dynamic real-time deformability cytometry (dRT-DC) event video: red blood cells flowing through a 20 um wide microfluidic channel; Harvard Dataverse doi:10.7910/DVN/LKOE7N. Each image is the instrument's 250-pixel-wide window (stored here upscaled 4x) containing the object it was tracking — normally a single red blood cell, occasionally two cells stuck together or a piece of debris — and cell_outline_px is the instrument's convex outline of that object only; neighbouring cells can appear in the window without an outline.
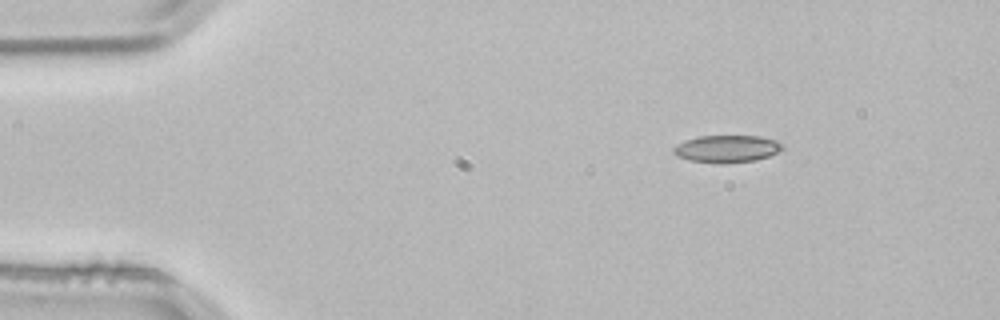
{"species": "common noctule bat (a hibernating species)", "species_latin": "Nyctalus noctula", "temperature_condition": "room temperature", "stored_images_in_passage": 2, "camera_frame_rate_fps": 3000, "um_per_image_px": 0.085, "animal": {"sex": "male", "body_mass_g": 21.5, "forearm_length_mm": 52.0}, "frame": {"image": 1, "passage_image": 2, "time_ms": 0.333, "image_size_px": [1000, 320], "cell_outline_px": [[784, 148], [768, 156], [756, 160], [688, 160], [676, 156], [672, 152], [672, 148], [684, 140], [700, 136], [760, 136], [776, 140], [784, 144]], "centroid_in_image_um": [61.79, 12.59], "position_along_channel_um": 23.2, "area_um2": 16.47}}